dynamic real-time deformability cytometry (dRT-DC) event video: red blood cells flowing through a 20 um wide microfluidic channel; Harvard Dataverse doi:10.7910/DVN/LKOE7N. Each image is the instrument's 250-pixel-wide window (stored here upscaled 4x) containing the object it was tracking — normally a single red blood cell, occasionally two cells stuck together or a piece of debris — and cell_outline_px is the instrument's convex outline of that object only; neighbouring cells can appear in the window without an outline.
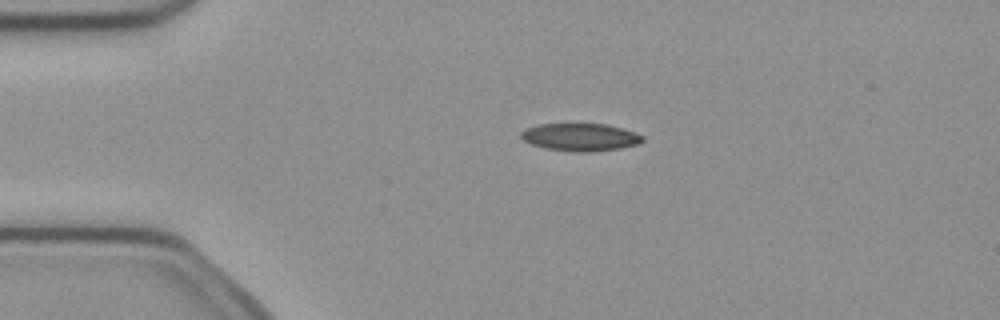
{"species": "common noctule bat (a hibernating species)", "species_latin": "Nyctalus noctula", "temperature_condition": "cold", "stored_images_in_passage": 4, "camera_frame_rate_fps": 3000, "um_per_image_px": 0.085, "animal": {"sex": "female", "body_mass_g": 21.9}, "frame": {"image": 1, "passage_image": 3, "time_ms": 0.667, "image_size_px": [1000, 320], "cell_outline_px": [[644, 140], [636, 144], [620, 148], [592, 152], [576, 152], [544, 148], [532, 144], [524, 140], [520, 136], [520, 132], [536, 124], [608, 124], [636, 132], [644, 136]], "centroid_in_image_um": [49.34, 11.65], "position_along_channel_um": 35.7, "area_um2": 19.59}}